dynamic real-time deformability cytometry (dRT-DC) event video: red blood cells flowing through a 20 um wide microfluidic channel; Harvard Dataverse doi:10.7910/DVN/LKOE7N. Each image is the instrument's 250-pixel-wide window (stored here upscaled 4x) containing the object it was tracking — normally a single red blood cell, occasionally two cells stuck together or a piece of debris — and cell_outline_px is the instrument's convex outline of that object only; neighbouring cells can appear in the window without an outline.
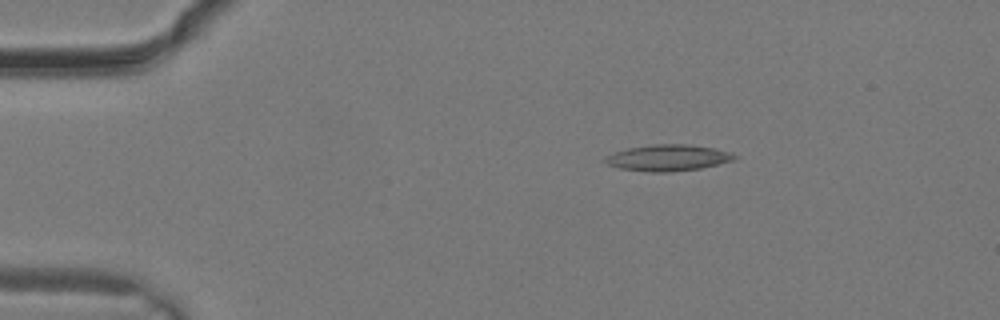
{"species": "common noctule bat (a hibernating species)", "species_latin": "Nyctalus noctula", "temperature_condition": "warm", "stored_images_in_passage": 25, "camera_frame_rate_fps": 3000, "um_per_image_px": 0.085, "animal": {"sex": "male", "body_mass_g": 19.2, "forearm_length_mm": 51.8}, "frame": {"image": 1, "passage_image": 1, "time_ms": 0.0, "image_size_px": [1000, 320], "cell_outline_px": [[740, 156], [736, 160], [700, 168], [668, 172], [652, 172], [620, 168], [608, 164], [604, 160], [604, 156], [612, 152], [628, 148], [652, 144], [688, 144], [712, 148], [728, 152]], "centroid_in_image_um": [56.77, 13.4], "position_along_channel_um": 28.2, "area_um2": 19.77}}
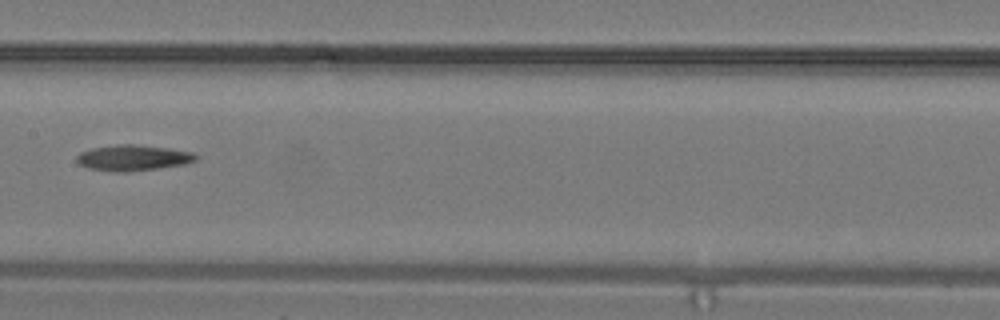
{"frame": {"image": 2, "passage_image": 11, "time_ms": 3.333, "image_size_px": [1000, 320], "cell_outline_px": [[200, 156], [196, 160], [184, 164], [128, 172], [112, 172], [88, 168], [80, 164], [76, 160], [76, 156], [80, 152], [92, 148], [116, 144], [132, 144], [168, 148], [192, 152]], "centroid_in_image_um": [11.29, 13.41], "position_along_channel_um": 196.1, "area_um2": 17.92}}
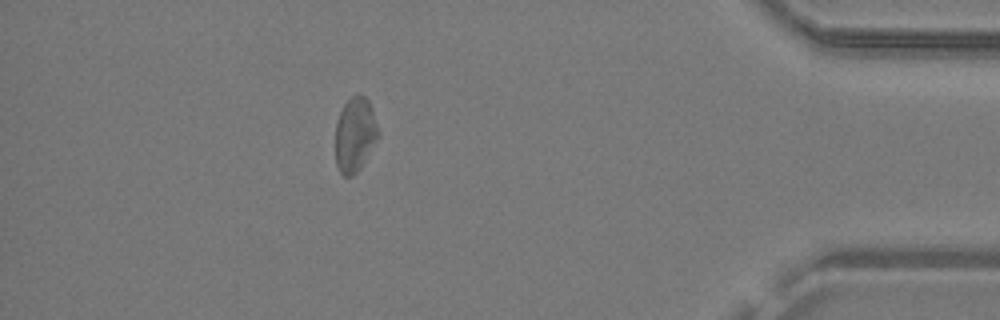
{"frame": {"image": 3, "passage_image": 22, "time_ms": 7.0, "image_size_px": [1000, 320], "cell_outline_px": [[380, 136], [360, 168], [352, 176], [344, 176], [340, 172], [336, 164], [336, 124], [340, 112], [344, 104], [356, 92], [360, 92], [368, 100], [380, 132]], "centroid_in_image_um": [30.19, 11.42], "position_along_channel_um": 405.0, "area_um2": 18.67}}